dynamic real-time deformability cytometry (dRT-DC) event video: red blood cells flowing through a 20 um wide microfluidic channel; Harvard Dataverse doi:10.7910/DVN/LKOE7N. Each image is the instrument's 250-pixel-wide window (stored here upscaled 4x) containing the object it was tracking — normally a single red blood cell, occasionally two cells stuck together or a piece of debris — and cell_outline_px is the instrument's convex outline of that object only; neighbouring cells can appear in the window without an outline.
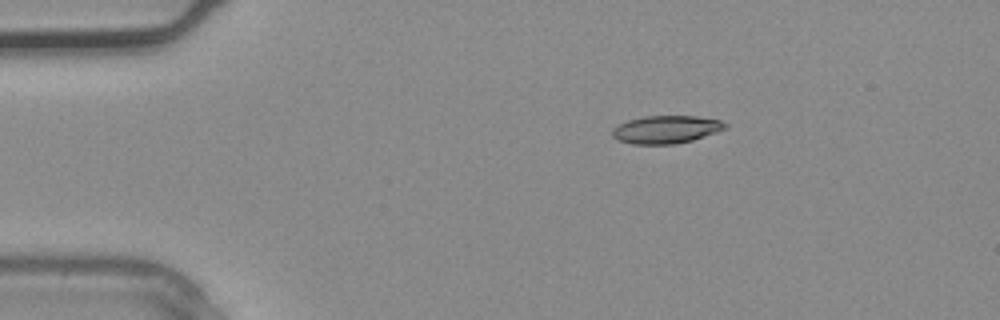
{"species": "common noctule bat (a hibernating species)", "species_latin": "Nyctalus noctula", "temperature_condition": "warm", "stored_images_in_passage": 3, "camera_frame_rate_fps": 3000, "um_per_image_px": 0.085, "animal": {"sex": "male", "body_mass_g": 20.4}, "frame": {"image": 1, "passage_image": 3, "time_ms": 0.667, "image_size_px": [1000, 320], "cell_outline_px": [[728, 128], [692, 140], [676, 144], [632, 144], [616, 140], [612, 136], [612, 128], [628, 120], [644, 116], [696, 116], [720, 120], [728, 124]], "centroid_in_image_um": [56.61, 11.01], "position_along_channel_um": 28.4, "area_um2": 18.38}}